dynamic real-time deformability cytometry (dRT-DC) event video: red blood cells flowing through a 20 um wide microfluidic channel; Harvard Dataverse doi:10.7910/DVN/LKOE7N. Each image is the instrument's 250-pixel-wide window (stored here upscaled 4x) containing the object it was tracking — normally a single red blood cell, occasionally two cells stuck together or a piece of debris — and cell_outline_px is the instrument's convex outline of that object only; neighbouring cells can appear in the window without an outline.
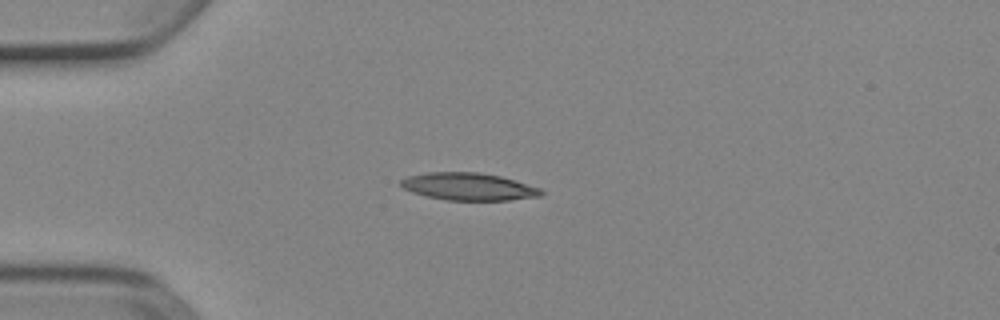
{"species": "Egyptian fruit bat (a non-hibernating species)", "species_latin": "Rousettus aegyptiacus", "temperature_condition": "cold", "stored_images_in_passage": 2, "camera_frame_rate_fps": 3000, "um_per_image_px": 0.085, "animal": {"sex": "female"}, "frame": {"image": 1, "passage_image": 1, "time_ms": 0.0, "image_size_px": [1000, 320], "cell_outline_px": [[544, 192], [540, 196], [508, 200], [448, 200], [428, 196], [412, 192], [404, 188], [400, 184], [400, 180], [408, 176], [428, 172], [480, 172], [500, 176], [540, 188]], "centroid_in_image_um": [39.82, 15.85], "position_along_channel_um": 45.2, "area_um2": 22.2}}